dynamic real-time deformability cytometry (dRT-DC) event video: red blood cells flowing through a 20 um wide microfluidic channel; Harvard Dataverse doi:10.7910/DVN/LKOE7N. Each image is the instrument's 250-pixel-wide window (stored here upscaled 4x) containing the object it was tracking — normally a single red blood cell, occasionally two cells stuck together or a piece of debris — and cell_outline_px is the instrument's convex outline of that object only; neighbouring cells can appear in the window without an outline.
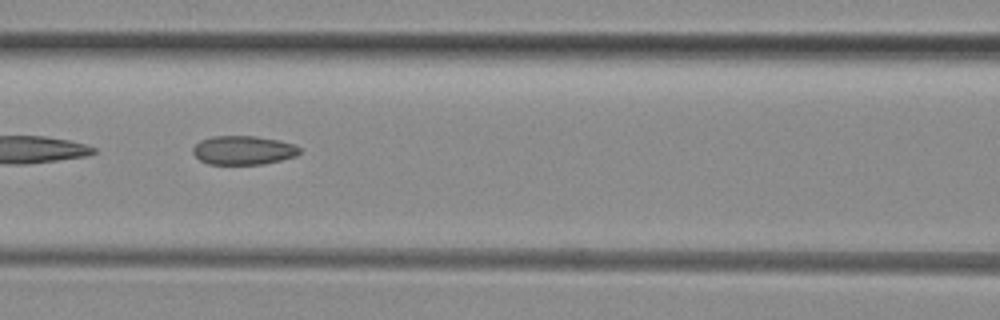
{"species": "common noctule bat (a hibernating species)", "species_latin": "Nyctalus noctula", "temperature_condition": "room temperature", "stored_images_in_passage": 48, "camera_frame_rate_fps": 3000, "um_per_image_px": 0.085, "animal": {"sex": "female", "body_mass_g": 29.2, "forearm_length_mm": 56.3}, "frame": {"image": 1, "passage_image": 21, "time_ms": 6.667, "image_size_px": [1000, 320], "cell_outline_px": [[300, 152], [296, 156], [264, 164], [208, 164], [200, 160], [192, 152], [192, 148], [200, 140], [212, 136], [256, 136], [280, 140], [296, 144], [300, 148]], "centroid_in_image_um": [20.69, 12.76], "position_along_channel_um": 145.9, "area_um2": 18.09}, "authors_computed_cell_mechanics": {"area_um2": 18.4671, "velocity_mm_per_s": 4.1, "shape_relaxation_time_tau1_ms": null, "shape_relaxation_time_tau2_ms": 2.3974, "deformation_change_tau1": null, "deformation_change_tau2": 0.0998}}